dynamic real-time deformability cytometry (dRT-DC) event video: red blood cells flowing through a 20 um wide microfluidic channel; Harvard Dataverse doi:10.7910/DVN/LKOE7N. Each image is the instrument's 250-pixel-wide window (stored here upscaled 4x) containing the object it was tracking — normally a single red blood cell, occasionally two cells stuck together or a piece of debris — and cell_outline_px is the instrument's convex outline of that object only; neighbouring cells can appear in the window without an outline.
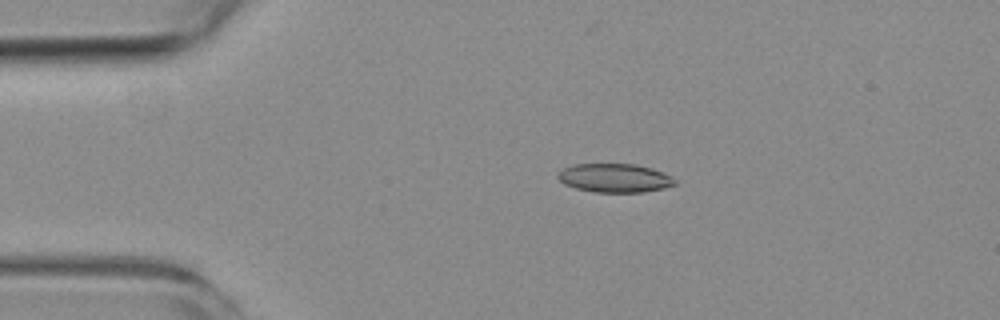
{"species": "common noctule bat (a hibernating species)", "species_latin": "Nyctalus noctula", "temperature_condition": "room temperature", "stored_images_in_passage": 5, "camera_frame_rate_fps": 3000, "um_per_image_px": 0.085, "animal": {"sex": "female", "body_mass_g": 19.3, "forearm_length_mm": 54.1}, "frame": {"image": 1, "passage_image": 3, "time_ms": 2.333, "image_size_px": [1000, 320], "cell_outline_px": [[676, 184], [664, 188], [644, 192], [592, 192], [576, 188], [564, 184], [556, 176], [564, 168], [572, 164], [636, 164], [652, 168], [664, 172], [676, 180]], "centroid_in_image_um": [52.26, 15.13], "position_along_channel_um": 32.7, "area_um2": 19.65}}
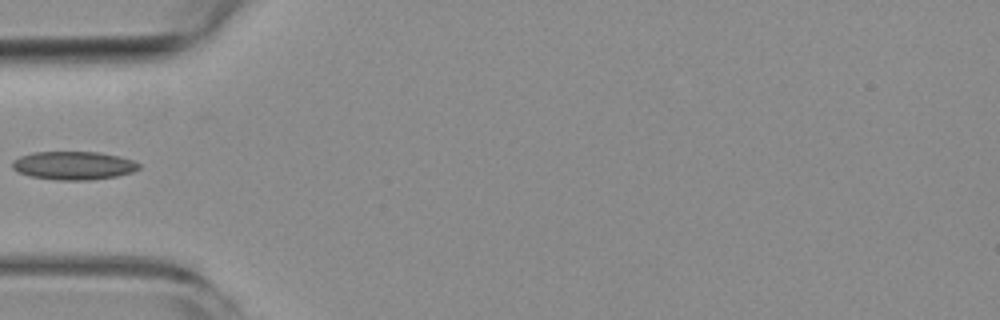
{"frame": {"image": 2, "passage_image": 5, "time_ms": 4.667, "image_size_px": [1000, 320], "cell_outline_px": [[140, 168], [132, 172], [116, 176], [88, 180], [56, 180], [28, 176], [12, 168], [12, 160], [20, 156], [32, 152], [100, 152], [120, 156], [132, 160], [140, 164]], "centroid_in_image_um": [6.24, 14.06], "position_along_channel_um": 78.8, "area_um2": 20.98}}